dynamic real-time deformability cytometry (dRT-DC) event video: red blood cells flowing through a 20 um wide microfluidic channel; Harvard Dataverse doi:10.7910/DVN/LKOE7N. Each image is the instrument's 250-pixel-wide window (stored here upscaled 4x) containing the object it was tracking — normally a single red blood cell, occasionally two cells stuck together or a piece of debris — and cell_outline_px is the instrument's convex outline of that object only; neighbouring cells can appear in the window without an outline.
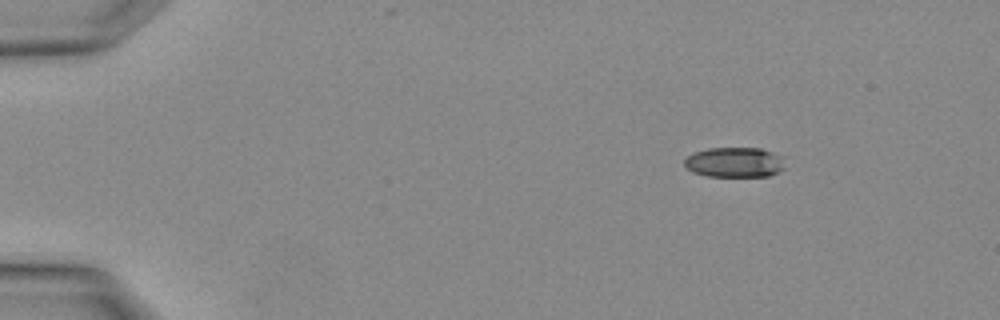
{"species": "Egyptian fruit bat (a non-hibernating species)", "species_latin": "Rousettus aegyptiacus", "temperature_condition": "warm", "stored_images_in_passage": 2, "camera_frame_rate_fps": 3000, "um_per_image_px": 0.085, "animal": {"sex": "female"}, "frame": {"image": 1, "passage_image": 2, "time_ms": 0.333, "image_size_px": [1000, 320], "cell_outline_px": [[784, 168], [780, 172], [768, 176], [708, 176], [692, 172], [684, 164], [684, 160], [688, 156], [696, 152], [708, 148], [760, 148], [772, 152], [780, 156]], "centroid_in_image_um": [62.43, 13.8], "position_along_channel_um": 22.6, "area_um2": 17.46}}